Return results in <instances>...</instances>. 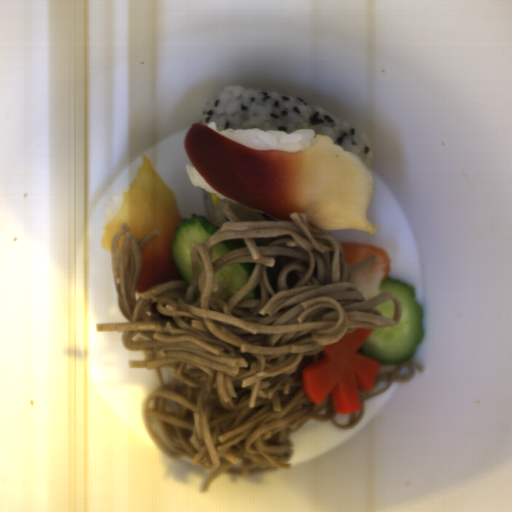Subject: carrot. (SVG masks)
Returning <instances> with one entry per match:
<instances>
[{
	"label": "carrot",
	"instance_id": "obj_1",
	"mask_svg": "<svg viewBox=\"0 0 512 512\" xmlns=\"http://www.w3.org/2000/svg\"><path fill=\"white\" fill-rule=\"evenodd\" d=\"M373 330L357 328L347 332L321 350L322 359L304 367L301 384L312 404H320L329 395L338 415L363 410L360 394L373 389L381 364L361 350Z\"/></svg>",
	"mask_w": 512,
	"mask_h": 512
}]
</instances>
